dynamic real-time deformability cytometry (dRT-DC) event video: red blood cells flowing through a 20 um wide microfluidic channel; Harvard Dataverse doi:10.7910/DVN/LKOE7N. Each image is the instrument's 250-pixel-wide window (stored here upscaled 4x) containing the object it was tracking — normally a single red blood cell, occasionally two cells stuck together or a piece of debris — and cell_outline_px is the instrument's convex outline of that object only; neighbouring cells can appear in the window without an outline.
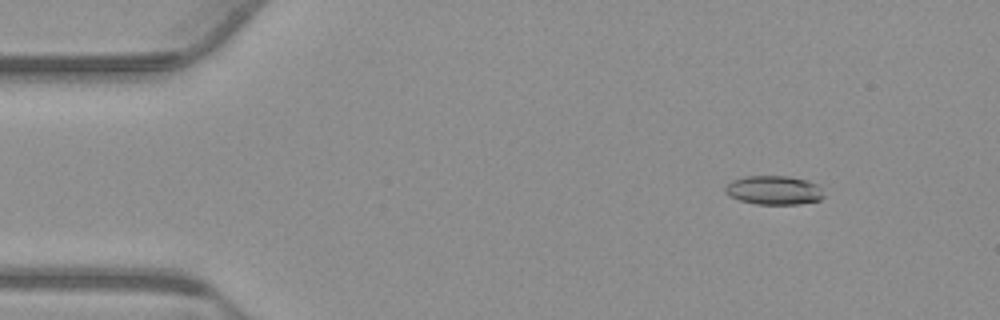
{"species": "common noctule bat (a hibernating species)", "species_latin": "Nyctalus noctula", "temperature_condition": "warm", "stored_images_in_passage": 55, "camera_frame_rate_fps": 3000, "um_per_image_px": 0.085, "animal": {"sex": "male", "body_mass_g": 23.1, "forearm_length_mm": 52.7}, "frame": {"image": 1, "passage_image": 7, "time_ms": 2.0, "image_size_px": [1000, 320], "cell_outline_px": [[824, 196], [820, 200], [800, 204], [756, 204], [740, 200], [724, 192], [724, 188], [732, 180], [744, 176], [788, 176], [808, 180], [816, 184], [820, 188]], "centroid_in_image_um": [65.78, 16.16], "position_along_channel_um": 19.2, "area_um2": 16.59}}
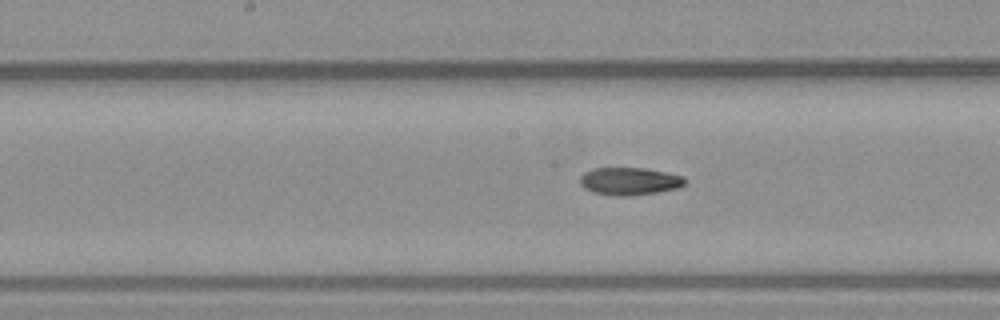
{"frame": {"image": 2, "passage_image": 28, "time_ms": 9.0, "image_size_px": [1000, 320], "cell_outline_px": [[684, 184], [680, 188], [656, 192], [628, 196], [616, 196], [592, 192], [584, 188], [580, 184], [580, 176], [584, 172], [592, 168], [644, 168], [684, 176]], "centroid_in_image_um": [53.47, 15.4], "position_along_channel_um": 194.7, "area_um2": 16.88}}
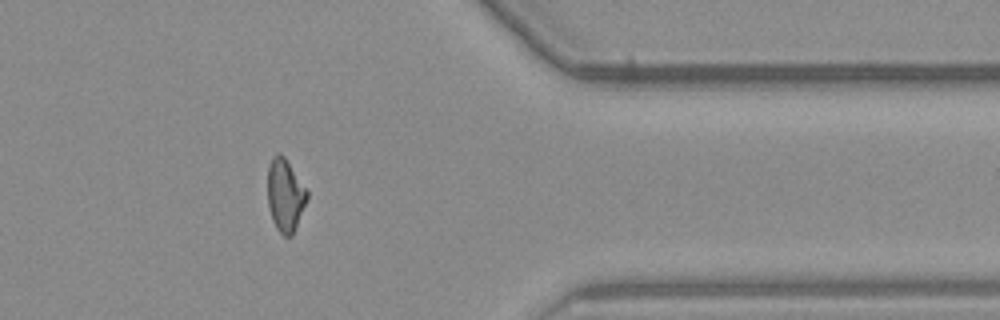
{"frame": {"image": 3, "passage_image": 45, "time_ms": 14.667, "image_size_px": [1000, 320], "cell_outline_px": [[308, 200], [292, 236], [284, 236], [276, 228], [272, 220], [268, 208], [268, 164], [272, 156], [276, 152], [280, 152], [284, 156], [308, 192]], "centroid_in_image_um": [24.23, 16.59], "position_along_channel_um": 387.2, "area_um2": 16.82}, "authors_computed_cell_mechanics": {"area_um2": 16.8776, "velocity_mm_per_s": 3.7544, "shape_relaxation_time_tau1_ms": null, "shape_relaxation_time_tau2_ms": 5.6517, "deformation_change_tau1": null, "deformation_change_tau2": 0.1309}}